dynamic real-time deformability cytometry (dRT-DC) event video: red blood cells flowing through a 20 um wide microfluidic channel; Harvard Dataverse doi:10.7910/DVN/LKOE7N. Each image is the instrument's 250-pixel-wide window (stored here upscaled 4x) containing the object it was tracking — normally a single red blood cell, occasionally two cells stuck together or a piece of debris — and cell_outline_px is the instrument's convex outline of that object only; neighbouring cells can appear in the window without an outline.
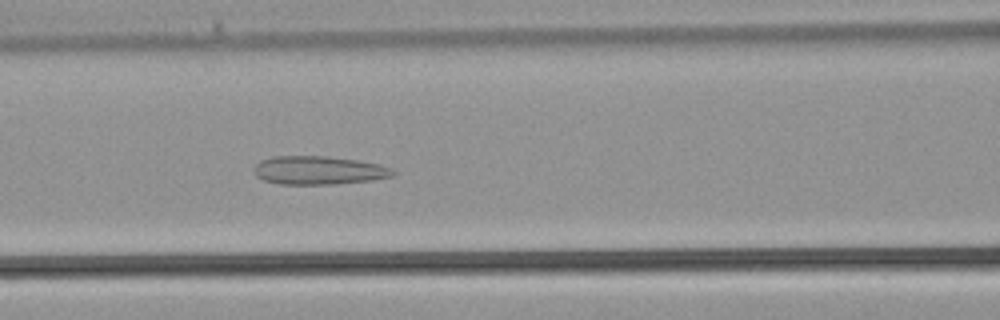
{"species": "common noctule bat (a hibernating species)", "species_latin": "Nyctalus noctula", "temperature_condition": "warm", "stored_images_in_passage": 39, "camera_frame_rate_fps": 3000, "um_per_image_px": 0.085, "animal": {"sex": "male", "body_mass_g": 21.5, "forearm_length_mm": 52.0}, "frame": {"image": 1, "passage_image": 16, "time_ms": 5.0, "image_size_px": [1000, 320], "cell_outline_px": [[396, 172], [392, 176], [372, 180], [336, 184], [280, 184], [264, 180], [256, 176], [252, 168], [260, 160], [272, 156], [328, 156], [360, 160], [380, 164], [392, 168]], "centroid_in_image_um": [27.09, 14.47], "position_along_channel_um": 139.5, "area_um2": 23.29}}
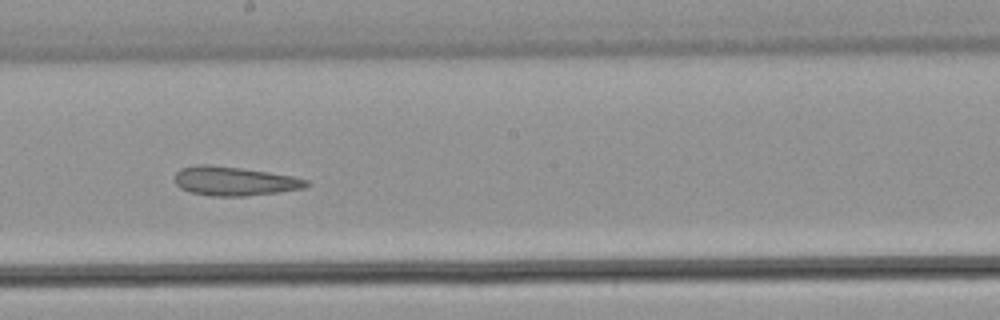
{"frame": {"image": 2, "passage_image": 21, "time_ms": 6.667, "image_size_px": [1000, 320], "cell_outline_px": [[312, 184], [304, 188], [248, 196], [208, 196], [188, 192], [180, 188], [176, 184], [176, 172], [180, 168], [200, 164], [208, 164], [240, 168], [268, 172], [292, 176], [308, 180]], "centroid_in_image_um": [19.91, 15.4], "position_along_channel_um": 228.3, "area_um2": 22.31}}
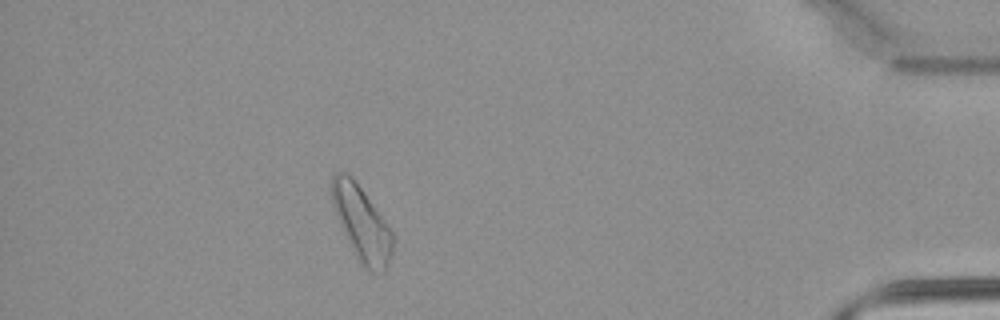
{"frame": {"image": 3, "passage_image": 34, "time_ms": 11.0, "image_size_px": [1000, 320], "cell_outline_px": [[392, 252], [388, 268], [384, 272], [368, 272], [360, 264], [332, 208], [332, 176], [336, 172], [348, 172], [352, 176], [384, 220], [392, 232]], "centroid_in_image_um": [30.73, 19.02], "position_along_channel_um": 404.5, "area_um2": 26.18}}